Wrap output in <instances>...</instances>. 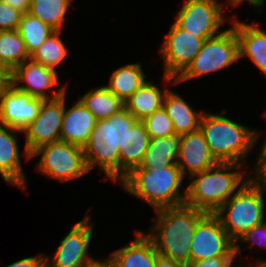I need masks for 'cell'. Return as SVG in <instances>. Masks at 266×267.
I'll list each match as a JSON object with an SVG mask.
<instances>
[{
    "label": "cell",
    "instance_id": "cell-1",
    "mask_svg": "<svg viewBox=\"0 0 266 267\" xmlns=\"http://www.w3.org/2000/svg\"><path fill=\"white\" fill-rule=\"evenodd\" d=\"M152 228L144 234L152 241L158 254L183 265L190 262V246L198 222L207 212L180 205L155 210Z\"/></svg>",
    "mask_w": 266,
    "mask_h": 267
},
{
    "label": "cell",
    "instance_id": "cell-2",
    "mask_svg": "<svg viewBox=\"0 0 266 267\" xmlns=\"http://www.w3.org/2000/svg\"><path fill=\"white\" fill-rule=\"evenodd\" d=\"M245 168L244 164L218 162L189 176L192 180L186 186L184 204L207 213L216 212L250 179V173L246 174Z\"/></svg>",
    "mask_w": 266,
    "mask_h": 267
},
{
    "label": "cell",
    "instance_id": "cell-3",
    "mask_svg": "<svg viewBox=\"0 0 266 267\" xmlns=\"http://www.w3.org/2000/svg\"><path fill=\"white\" fill-rule=\"evenodd\" d=\"M220 113L204 112L200 121L199 129L204 135L211 155L217 162L248 165L246 158L258 143L262 132L224 116L227 114L225 109Z\"/></svg>",
    "mask_w": 266,
    "mask_h": 267
},
{
    "label": "cell",
    "instance_id": "cell-4",
    "mask_svg": "<svg viewBox=\"0 0 266 267\" xmlns=\"http://www.w3.org/2000/svg\"><path fill=\"white\" fill-rule=\"evenodd\" d=\"M136 121L125 108L110 118L97 120L83 147L88 171L98 166L105 181H119V149L124 148L126 132Z\"/></svg>",
    "mask_w": 266,
    "mask_h": 267
},
{
    "label": "cell",
    "instance_id": "cell-5",
    "mask_svg": "<svg viewBox=\"0 0 266 267\" xmlns=\"http://www.w3.org/2000/svg\"><path fill=\"white\" fill-rule=\"evenodd\" d=\"M184 180L179 167L172 165L152 170L135 167L120 182L128 194L157 210L185 203L186 188H181Z\"/></svg>",
    "mask_w": 266,
    "mask_h": 267
},
{
    "label": "cell",
    "instance_id": "cell-6",
    "mask_svg": "<svg viewBox=\"0 0 266 267\" xmlns=\"http://www.w3.org/2000/svg\"><path fill=\"white\" fill-rule=\"evenodd\" d=\"M266 189L250 179L214 214L229 237L236 242L249 229L266 219Z\"/></svg>",
    "mask_w": 266,
    "mask_h": 267
},
{
    "label": "cell",
    "instance_id": "cell-7",
    "mask_svg": "<svg viewBox=\"0 0 266 267\" xmlns=\"http://www.w3.org/2000/svg\"><path fill=\"white\" fill-rule=\"evenodd\" d=\"M239 40L233 27L205 40L188 67L176 78V83L196 79L208 73L230 68L239 61Z\"/></svg>",
    "mask_w": 266,
    "mask_h": 267
},
{
    "label": "cell",
    "instance_id": "cell-8",
    "mask_svg": "<svg viewBox=\"0 0 266 267\" xmlns=\"http://www.w3.org/2000/svg\"><path fill=\"white\" fill-rule=\"evenodd\" d=\"M40 156L35 168L38 173L61 182L79 179L88 168L82 147L65 141H56L40 146L30 156Z\"/></svg>",
    "mask_w": 266,
    "mask_h": 267
},
{
    "label": "cell",
    "instance_id": "cell-9",
    "mask_svg": "<svg viewBox=\"0 0 266 267\" xmlns=\"http://www.w3.org/2000/svg\"><path fill=\"white\" fill-rule=\"evenodd\" d=\"M204 41V38L183 30L175 22L171 25L159 50L164 62L162 79L166 85H177L176 78L192 62Z\"/></svg>",
    "mask_w": 266,
    "mask_h": 267
},
{
    "label": "cell",
    "instance_id": "cell-10",
    "mask_svg": "<svg viewBox=\"0 0 266 267\" xmlns=\"http://www.w3.org/2000/svg\"><path fill=\"white\" fill-rule=\"evenodd\" d=\"M226 8L217 0H185L179 9L175 23L185 31L208 40L222 32L224 22L231 21L224 16Z\"/></svg>",
    "mask_w": 266,
    "mask_h": 267
},
{
    "label": "cell",
    "instance_id": "cell-11",
    "mask_svg": "<svg viewBox=\"0 0 266 267\" xmlns=\"http://www.w3.org/2000/svg\"><path fill=\"white\" fill-rule=\"evenodd\" d=\"M89 212L90 210L82 220L72 226L52 253L51 258L45 255L46 267H86L95 260L88 251L94 231Z\"/></svg>",
    "mask_w": 266,
    "mask_h": 267
},
{
    "label": "cell",
    "instance_id": "cell-12",
    "mask_svg": "<svg viewBox=\"0 0 266 267\" xmlns=\"http://www.w3.org/2000/svg\"><path fill=\"white\" fill-rule=\"evenodd\" d=\"M64 111L65 93L55 99L43 100L39 115L23 131L25 134L23 156L26 160H30V154L40 146L60 140Z\"/></svg>",
    "mask_w": 266,
    "mask_h": 267
},
{
    "label": "cell",
    "instance_id": "cell-13",
    "mask_svg": "<svg viewBox=\"0 0 266 267\" xmlns=\"http://www.w3.org/2000/svg\"><path fill=\"white\" fill-rule=\"evenodd\" d=\"M218 256H236L235 242L214 213H207L197 224L191 246L190 261Z\"/></svg>",
    "mask_w": 266,
    "mask_h": 267
},
{
    "label": "cell",
    "instance_id": "cell-14",
    "mask_svg": "<svg viewBox=\"0 0 266 267\" xmlns=\"http://www.w3.org/2000/svg\"><path fill=\"white\" fill-rule=\"evenodd\" d=\"M57 71L28 59L11 72V84L18 90L43 100L55 99L67 91L68 85L53 89L60 82ZM25 82V83H24ZM51 93H48V92Z\"/></svg>",
    "mask_w": 266,
    "mask_h": 267
},
{
    "label": "cell",
    "instance_id": "cell-15",
    "mask_svg": "<svg viewBox=\"0 0 266 267\" xmlns=\"http://www.w3.org/2000/svg\"><path fill=\"white\" fill-rule=\"evenodd\" d=\"M42 102L11 84L0 100V125L23 132L39 115Z\"/></svg>",
    "mask_w": 266,
    "mask_h": 267
},
{
    "label": "cell",
    "instance_id": "cell-16",
    "mask_svg": "<svg viewBox=\"0 0 266 267\" xmlns=\"http://www.w3.org/2000/svg\"><path fill=\"white\" fill-rule=\"evenodd\" d=\"M177 166L186 178L205 171L218 162L211 155L203 133L199 130L180 135V148Z\"/></svg>",
    "mask_w": 266,
    "mask_h": 267
},
{
    "label": "cell",
    "instance_id": "cell-17",
    "mask_svg": "<svg viewBox=\"0 0 266 267\" xmlns=\"http://www.w3.org/2000/svg\"><path fill=\"white\" fill-rule=\"evenodd\" d=\"M23 132L0 125V176L5 183L26 190L27 180L21 165L18 138Z\"/></svg>",
    "mask_w": 266,
    "mask_h": 267
},
{
    "label": "cell",
    "instance_id": "cell-18",
    "mask_svg": "<svg viewBox=\"0 0 266 267\" xmlns=\"http://www.w3.org/2000/svg\"><path fill=\"white\" fill-rule=\"evenodd\" d=\"M67 91L65 92V111L63 114L60 140L84 147L89 141L97 119L84 104L76 99L74 105L67 109Z\"/></svg>",
    "mask_w": 266,
    "mask_h": 267
},
{
    "label": "cell",
    "instance_id": "cell-19",
    "mask_svg": "<svg viewBox=\"0 0 266 267\" xmlns=\"http://www.w3.org/2000/svg\"><path fill=\"white\" fill-rule=\"evenodd\" d=\"M235 17H231V23L239 40V59L250 58L259 71L266 75V31L259 28V23L253 21L247 24Z\"/></svg>",
    "mask_w": 266,
    "mask_h": 267
},
{
    "label": "cell",
    "instance_id": "cell-20",
    "mask_svg": "<svg viewBox=\"0 0 266 267\" xmlns=\"http://www.w3.org/2000/svg\"><path fill=\"white\" fill-rule=\"evenodd\" d=\"M135 236L130 244L126 243L109 255L115 267H155L159 254L152 241L142 230H136Z\"/></svg>",
    "mask_w": 266,
    "mask_h": 267
},
{
    "label": "cell",
    "instance_id": "cell-21",
    "mask_svg": "<svg viewBox=\"0 0 266 267\" xmlns=\"http://www.w3.org/2000/svg\"><path fill=\"white\" fill-rule=\"evenodd\" d=\"M142 120H137L126 132L125 146L119 149V182L135 167H139L149 143Z\"/></svg>",
    "mask_w": 266,
    "mask_h": 267
},
{
    "label": "cell",
    "instance_id": "cell-22",
    "mask_svg": "<svg viewBox=\"0 0 266 267\" xmlns=\"http://www.w3.org/2000/svg\"><path fill=\"white\" fill-rule=\"evenodd\" d=\"M163 108L173 122L176 135H183L199 130L204 111H195L182 96L168 89Z\"/></svg>",
    "mask_w": 266,
    "mask_h": 267
},
{
    "label": "cell",
    "instance_id": "cell-23",
    "mask_svg": "<svg viewBox=\"0 0 266 267\" xmlns=\"http://www.w3.org/2000/svg\"><path fill=\"white\" fill-rule=\"evenodd\" d=\"M163 89L158 88L152 81H146L124 101V108L137 120H143L163 107L164 97L168 91L167 88Z\"/></svg>",
    "mask_w": 266,
    "mask_h": 267
},
{
    "label": "cell",
    "instance_id": "cell-24",
    "mask_svg": "<svg viewBox=\"0 0 266 267\" xmlns=\"http://www.w3.org/2000/svg\"><path fill=\"white\" fill-rule=\"evenodd\" d=\"M180 148V136L157 137L149 140L142 163L139 168L152 170L156 167L177 165Z\"/></svg>",
    "mask_w": 266,
    "mask_h": 267
},
{
    "label": "cell",
    "instance_id": "cell-25",
    "mask_svg": "<svg viewBox=\"0 0 266 267\" xmlns=\"http://www.w3.org/2000/svg\"><path fill=\"white\" fill-rule=\"evenodd\" d=\"M143 71L141 63L118 67L105 86L124 102L147 81Z\"/></svg>",
    "mask_w": 266,
    "mask_h": 267
},
{
    "label": "cell",
    "instance_id": "cell-26",
    "mask_svg": "<svg viewBox=\"0 0 266 267\" xmlns=\"http://www.w3.org/2000/svg\"><path fill=\"white\" fill-rule=\"evenodd\" d=\"M79 100L97 120L110 118L124 109V102L106 86L92 88L80 96Z\"/></svg>",
    "mask_w": 266,
    "mask_h": 267
},
{
    "label": "cell",
    "instance_id": "cell-27",
    "mask_svg": "<svg viewBox=\"0 0 266 267\" xmlns=\"http://www.w3.org/2000/svg\"><path fill=\"white\" fill-rule=\"evenodd\" d=\"M72 0H30L29 14L40 19L54 31H62Z\"/></svg>",
    "mask_w": 266,
    "mask_h": 267
},
{
    "label": "cell",
    "instance_id": "cell-28",
    "mask_svg": "<svg viewBox=\"0 0 266 267\" xmlns=\"http://www.w3.org/2000/svg\"><path fill=\"white\" fill-rule=\"evenodd\" d=\"M29 58L17 29L0 31V60L10 72Z\"/></svg>",
    "mask_w": 266,
    "mask_h": 267
},
{
    "label": "cell",
    "instance_id": "cell-29",
    "mask_svg": "<svg viewBox=\"0 0 266 267\" xmlns=\"http://www.w3.org/2000/svg\"><path fill=\"white\" fill-rule=\"evenodd\" d=\"M62 31H54L48 38L30 55V59L44 66L57 69L69 53L68 47L61 40Z\"/></svg>",
    "mask_w": 266,
    "mask_h": 267
},
{
    "label": "cell",
    "instance_id": "cell-30",
    "mask_svg": "<svg viewBox=\"0 0 266 267\" xmlns=\"http://www.w3.org/2000/svg\"><path fill=\"white\" fill-rule=\"evenodd\" d=\"M17 31L22 37L29 55L54 32L48 25L29 13L22 14Z\"/></svg>",
    "mask_w": 266,
    "mask_h": 267
},
{
    "label": "cell",
    "instance_id": "cell-31",
    "mask_svg": "<svg viewBox=\"0 0 266 267\" xmlns=\"http://www.w3.org/2000/svg\"><path fill=\"white\" fill-rule=\"evenodd\" d=\"M142 121L146 127L150 139L175 135L173 122L163 107L154 111Z\"/></svg>",
    "mask_w": 266,
    "mask_h": 267
},
{
    "label": "cell",
    "instance_id": "cell-32",
    "mask_svg": "<svg viewBox=\"0 0 266 267\" xmlns=\"http://www.w3.org/2000/svg\"><path fill=\"white\" fill-rule=\"evenodd\" d=\"M243 243H245L244 245H248L246 246V249H252V247H255V244L256 246L266 249V221L249 229L240 236V238L235 242L236 257L241 252L240 247Z\"/></svg>",
    "mask_w": 266,
    "mask_h": 267
},
{
    "label": "cell",
    "instance_id": "cell-33",
    "mask_svg": "<svg viewBox=\"0 0 266 267\" xmlns=\"http://www.w3.org/2000/svg\"><path fill=\"white\" fill-rule=\"evenodd\" d=\"M22 12L0 0V31L18 28Z\"/></svg>",
    "mask_w": 266,
    "mask_h": 267
},
{
    "label": "cell",
    "instance_id": "cell-34",
    "mask_svg": "<svg viewBox=\"0 0 266 267\" xmlns=\"http://www.w3.org/2000/svg\"><path fill=\"white\" fill-rule=\"evenodd\" d=\"M265 140L260 147V152L256 158V164L253 169H251L253 174H249L250 180L254 183L263 186L266 189V134L264 136Z\"/></svg>",
    "mask_w": 266,
    "mask_h": 267
},
{
    "label": "cell",
    "instance_id": "cell-35",
    "mask_svg": "<svg viewBox=\"0 0 266 267\" xmlns=\"http://www.w3.org/2000/svg\"><path fill=\"white\" fill-rule=\"evenodd\" d=\"M236 256H218L207 260L190 261L186 267H234Z\"/></svg>",
    "mask_w": 266,
    "mask_h": 267
},
{
    "label": "cell",
    "instance_id": "cell-36",
    "mask_svg": "<svg viewBox=\"0 0 266 267\" xmlns=\"http://www.w3.org/2000/svg\"><path fill=\"white\" fill-rule=\"evenodd\" d=\"M6 267H46V257L43 252H39L36 256L20 259Z\"/></svg>",
    "mask_w": 266,
    "mask_h": 267
},
{
    "label": "cell",
    "instance_id": "cell-37",
    "mask_svg": "<svg viewBox=\"0 0 266 267\" xmlns=\"http://www.w3.org/2000/svg\"><path fill=\"white\" fill-rule=\"evenodd\" d=\"M9 6L19 10L23 14L30 10V0H2Z\"/></svg>",
    "mask_w": 266,
    "mask_h": 267
},
{
    "label": "cell",
    "instance_id": "cell-38",
    "mask_svg": "<svg viewBox=\"0 0 266 267\" xmlns=\"http://www.w3.org/2000/svg\"><path fill=\"white\" fill-rule=\"evenodd\" d=\"M155 267H186V266L179 262L164 258L159 255L156 259Z\"/></svg>",
    "mask_w": 266,
    "mask_h": 267
},
{
    "label": "cell",
    "instance_id": "cell-39",
    "mask_svg": "<svg viewBox=\"0 0 266 267\" xmlns=\"http://www.w3.org/2000/svg\"><path fill=\"white\" fill-rule=\"evenodd\" d=\"M228 2V4H227V7H229L228 5H230V7L232 6H234V7H238V6H240L243 2H244V0H227ZM248 2L247 3H249L250 5H252L253 6V8L254 7H263V5H264V0H247Z\"/></svg>",
    "mask_w": 266,
    "mask_h": 267
},
{
    "label": "cell",
    "instance_id": "cell-40",
    "mask_svg": "<svg viewBox=\"0 0 266 267\" xmlns=\"http://www.w3.org/2000/svg\"><path fill=\"white\" fill-rule=\"evenodd\" d=\"M86 267H115L114 263L108 258L95 259L93 262L89 263Z\"/></svg>",
    "mask_w": 266,
    "mask_h": 267
},
{
    "label": "cell",
    "instance_id": "cell-41",
    "mask_svg": "<svg viewBox=\"0 0 266 267\" xmlns=\"http://www.w3.org/2000/svg\"><path fill=\"white\" fill-rule=\"evenodd\" d=\"M11 85V76H0V100L5 90Z\"/></svg>",
    "mask_w": 266,
    "mask_h": 267
},
{
    "label": "cell",
    "instance_id": "cell-42",
    "mask_svg": "<svg viewBox=\"0 0 266 267\" xmlns=\"http://www.w3.org/2000/svg\"><path fill=\"white\" fill-rule=\"evenodd\" d=\"M0 76H11V72L6 68V66L0 60Z\"/></svg>",
    "mask_w": 266,
    "mask_h": 267
},
{
    "label": "cell",
    "instance_id": "cell-43",
    "mask_svg": "<svg viewBox=\"0 0 266 267\" xmlns=\"http://www.w3.org/2000/svg\"><path fill=\"white\" fill-rule=\"evenodd\" d=\"M254 265L256 267H266V261L265 260H261V258H260V260L256 259Z\"/></svg>",
    "mask_w": 266,
    "mask_h": 267
}]
</instances>
